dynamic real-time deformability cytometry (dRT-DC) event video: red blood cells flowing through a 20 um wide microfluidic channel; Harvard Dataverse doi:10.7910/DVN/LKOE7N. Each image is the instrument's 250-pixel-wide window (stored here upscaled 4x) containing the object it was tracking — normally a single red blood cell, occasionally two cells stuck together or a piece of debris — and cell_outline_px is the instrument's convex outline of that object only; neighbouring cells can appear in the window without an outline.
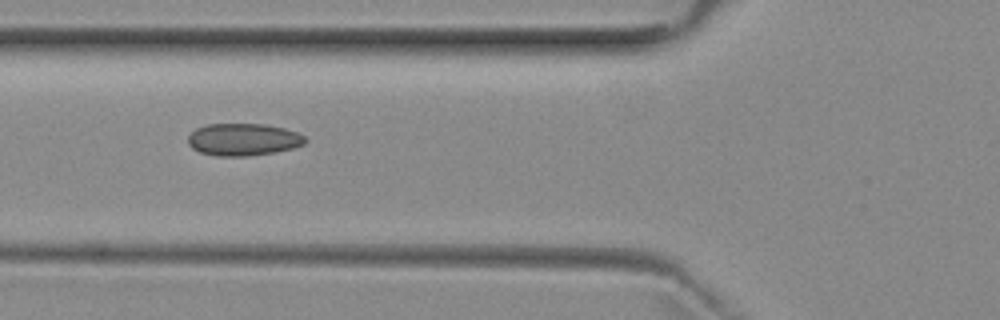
{"species": "common noctule bat (a hibernating species)", "species_latin": "Nyctalus noctula", "temperature_condition": "room temperature", "stored_images_in_passage": 8, "camera_frame_rate_fps": 3000, "um_per_image_px": 0.085, "animal": {"sex": "female", "body_mass_g": 29.2, "forearm_length_mm": 56.3}, "frame": {"image": 1, "passage_image": 5, "time_ms": 6.0, "image_size_px": [1000, 320], "cell_outline_px": [[304, 144], [292, 148], [272, 152], [248, 156], [216, 156], [200, 152], [192, 148], [188, 144], [188, 136], [196, 128], [208, 124], [264, 124], [284, 128], [296, 132], [304, 136]], "centroid_in_image_um": [20.63, 11.86], "position_along_channel_um": 105.2, "area_um2": 21.85}}
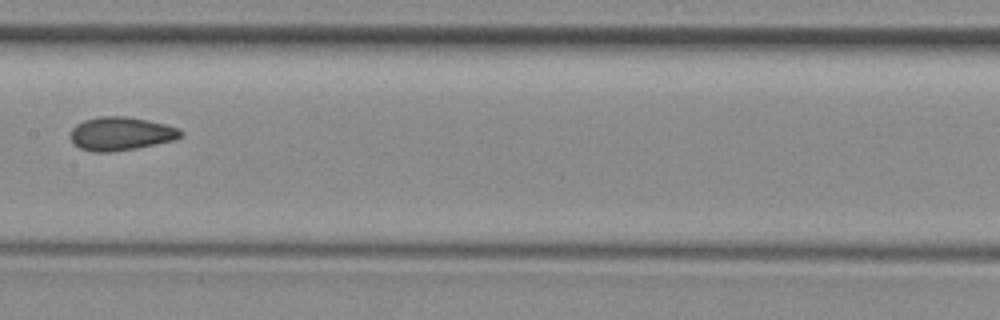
{"frame": {"image": 2, "passage_image": 7, "time_ms": 8.333, "image_size_px": [1000, 320], "cell_outline_px": [[184, 136], [176, 140], [136, 148], [112, 152], [92, 152], [80, 148], [72, 140], [72, 128], [76, 124], [84, 120], [100, 116], [124, 116], [148, 120], [180, 128], [184, 132]], "centroid_in_image_um": [10.33, 11.36], "position_along_channel_um": 197.1, "area_um2": 21.56}}
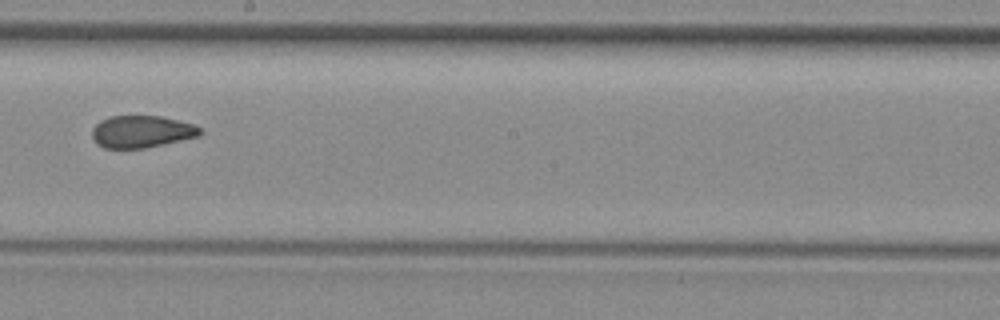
{"frame": {"image": 3, "passage_image": 8, "time_ms": 9.333, "image_size_px": [1000, 320], "cell_outline_px": [[200, 132], [196, 136], [144, 148], [104, 148], [96, 144], [92, 136], [92, 128], [100, 120], [108, 116], [160, 116], [192, 124], [200, 128]], "centroid_in_image_um": [11.94, 11.18], "position_along_channel_um": 236.3, "area_um2": 19.88}}